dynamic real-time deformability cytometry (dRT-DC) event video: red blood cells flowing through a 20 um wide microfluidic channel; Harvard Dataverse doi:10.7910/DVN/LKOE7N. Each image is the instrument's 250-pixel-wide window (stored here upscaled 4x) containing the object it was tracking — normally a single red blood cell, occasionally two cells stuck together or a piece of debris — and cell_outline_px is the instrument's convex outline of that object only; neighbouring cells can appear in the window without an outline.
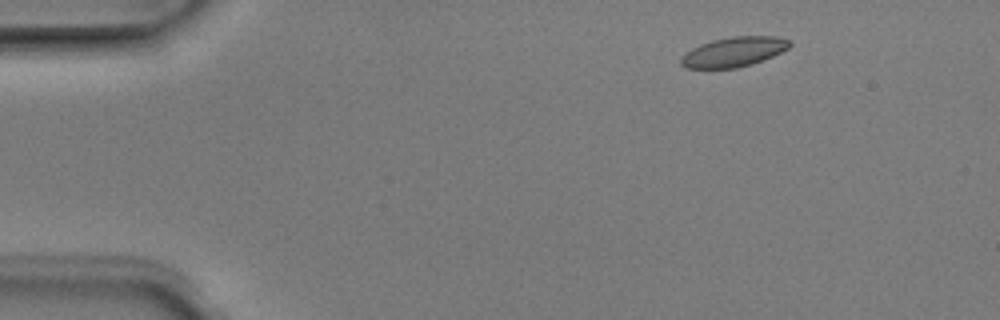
{"species": "Egyptian fruit bat (a non-hibernating species)", "species_latin": "Rousettus aegyptiacus", "temperature_condition": "room temperature", "stored_images_in_passage": 4, "camera_frame_rate_fps": 3000, "um_per_image_px": 0.085, "animal": {"sex": "male"}, "frame": {"image": 1, "passage_image": 2, "time_ms": 0.333, "image_size_px": [1000, 320], "cell_outline_px": [[792, 44], [788, 48], [772, 56], [752, 64], [736, 68], [684, 68], [680, 64], [680, 60], [692, 48], [700, 44], [712, 40], [732, 36], [776, 36], [792, 40]], "centroid_in_image_um": [62.39, 4.4], "position_along_channel_um": 22.6, "area_um2": 18.79}}